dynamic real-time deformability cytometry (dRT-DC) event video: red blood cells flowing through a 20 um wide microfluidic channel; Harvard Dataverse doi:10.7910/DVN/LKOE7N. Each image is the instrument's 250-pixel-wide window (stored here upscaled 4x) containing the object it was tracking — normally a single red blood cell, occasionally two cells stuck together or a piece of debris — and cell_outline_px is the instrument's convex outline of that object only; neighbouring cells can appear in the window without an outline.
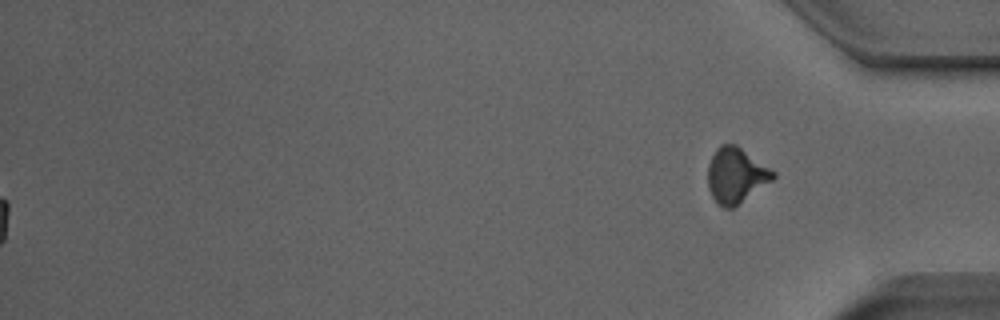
{"species": "Egyptian fruit bat (a non-hibernating species)", "species_latin": "Rousettus aegyptiacus", "temperature_condition": "room temperature", "stored_images_in_passage": 53, "segment_of_instrument_passage": [2, 2], "camera_frame_rate_fps": 3000, "um_per_image_px": 0.085, "animal": {"sex": "male"}, "frame": {"image": 1, "passage_image": 53, "time_ms": 17.333, "image_size_px": [1000, 320], "cell_outline_px": [[776, 176], [772, 180], [732, 208], [724, 208], [712, 196], [708, 184], [708, 164], [716, 148], [720, 144], [736, 144], [776, 172]], "centroid_in_image_um": [62.55, 14.87], "position_along_channel_um": 372.6, "area_um2": 20.69}}